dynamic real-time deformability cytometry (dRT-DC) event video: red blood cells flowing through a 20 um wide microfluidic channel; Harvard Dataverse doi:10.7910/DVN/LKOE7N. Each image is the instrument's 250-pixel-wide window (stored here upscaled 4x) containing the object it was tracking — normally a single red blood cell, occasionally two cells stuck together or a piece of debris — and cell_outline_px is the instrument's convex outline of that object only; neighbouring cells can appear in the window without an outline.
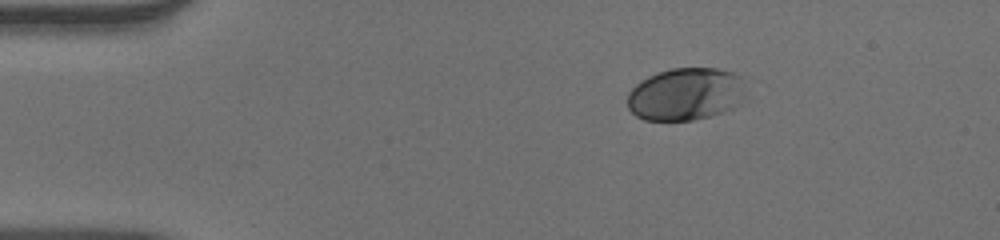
{"species": "human", "species_latin": "Homo sapiens", "temperature_condition": "warm", "stored_images_in_passage": 45, "camera_frame_rate_fps": 3000, "um_per_image_px": 0.085, "donor": {"sex": "male"}, "frame": {"image": 1, "passage_image": 1, "time_ms": 0.0, "image_size_px": [1000, 240], "cell_outline_px": [[748, 96], [736, 108], [724, 112], [692, 120], [644, 120], [636, 116], [628, 108], [628, 92], [640, 80], [648, 76], [672, 68], [716, 68], [732, 72], [740, 76]], "centroid_in_image_um": [58.33, 8.0], "position_along_channel_um": 26.7, "area_um2": 36.7}}
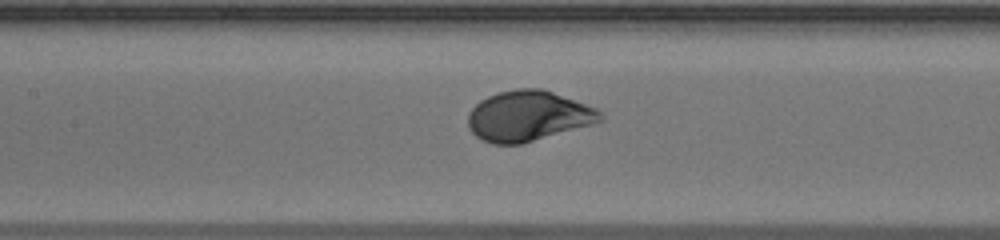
{"frame": {"image": 2, "passage_image": 17, "time_ms": 5.333, "image_size_px": [1000, 240], "cell_outline_px": [[604, 120], [592, 124], [520, 144], [492, 144], [480, 140], [468, 128], [468, 116], [472, 108], [480, 100], [488, 96], [500, 92], [516, 88], [540, 88], [552, 92], [596, 108], [604, 116]], "centroid_in_image_um": [44.87, 9.86], "position_along_channel_um": 162.5, "area_um2": 38.55}}
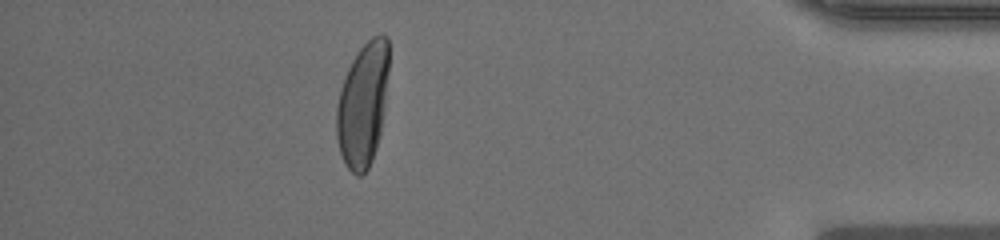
{"frame": {"image": 3, "passage_image": 39, "time_ms": 12.667, "image_size_px": [1000, 240], "cell_outline_px": [[388, 72], [384, 112], [380, 136], [372, 160], [368, 168], [360, 176], [356, 176], [344, 164], [340, 152], [336, 136], [336, 108], [344, 76], [352, 60], [360, 48], [372, 36], [388, 36]], "centroid_in_image_um": [30.83, 8.91], "position_along_channel_um": 404.4, "area_um2": 37.86}, "authors_computed_cell_mechanics": {"area_um2": 37.859, "velocity_mm_per_s": 3.8928, "shape_relaxation_time_tau1_ms": 2.6165, "shape_relaxation_time_tau2_ms": null, "deformation_change_tau1": 0.1703, "deformation_change_tau2": null}}